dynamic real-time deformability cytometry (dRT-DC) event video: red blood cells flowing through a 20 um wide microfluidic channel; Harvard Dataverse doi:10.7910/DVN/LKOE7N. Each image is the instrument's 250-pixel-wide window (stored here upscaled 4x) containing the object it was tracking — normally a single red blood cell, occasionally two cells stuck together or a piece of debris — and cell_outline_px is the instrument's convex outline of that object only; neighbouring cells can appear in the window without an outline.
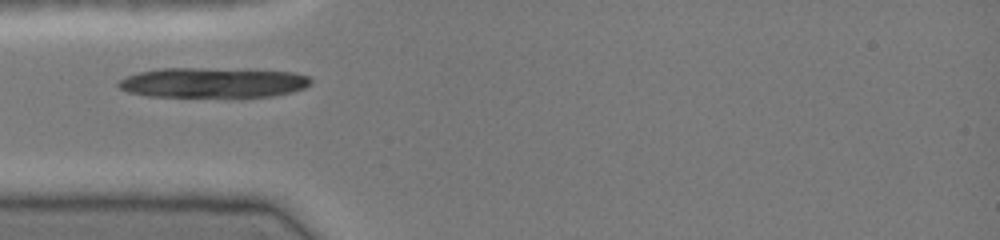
{"species": "common noctule bat (a hibernating species)", "species_latin": "Nyctalus noctula", "temperature_condition": "cold", "stored_images_in_passage": 3, "camera_frame_rate_fps": 3000, "um_per_image_px": 0.085, "animal": {"sex": "female", "body_mass_g": 19.0, "forearm_length_mm": 51.5}, "frame": {"image": 1, "passage_image": 1, "time_ms": 0.0, "image_size_px": [1000, 240], "cell_outline_px": [[312, 84], [304, 88], [292, 92], [272, 96], [148, 96], [128, 92], [120, 88], [116, 84], [120, 80], [128, 76], [140, 72], [160, 68], [200, 68], [292, 72], [308, 76], [312, 80]], "centroid_in_image_um": [18.1, 7.02], "position_along_channel_um": 66.9, "area_um2": 33.23}}
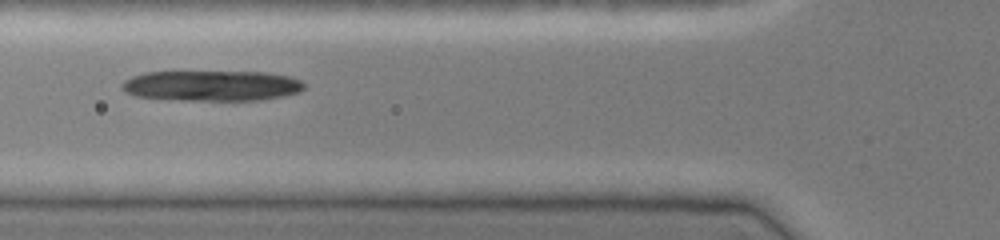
{"frame": {"image": 2, "passage_image": 2, "time_ms": 0.333, "image_size_px": [1000, 240], "cell_outline_px": [[304, 88], [300, 92], [260, 100], [180, 100], [136, 96], [124, 92], [120, 88], [120, 84], [124, 80], [132, 76], [144, 72], [268, 72], [288, 76], [300, 80], [304, 84]], "centroid_in_image_um": [17.95, 7.28], "position_along_channel_um": 107.8, "area_um2": 32.43}}